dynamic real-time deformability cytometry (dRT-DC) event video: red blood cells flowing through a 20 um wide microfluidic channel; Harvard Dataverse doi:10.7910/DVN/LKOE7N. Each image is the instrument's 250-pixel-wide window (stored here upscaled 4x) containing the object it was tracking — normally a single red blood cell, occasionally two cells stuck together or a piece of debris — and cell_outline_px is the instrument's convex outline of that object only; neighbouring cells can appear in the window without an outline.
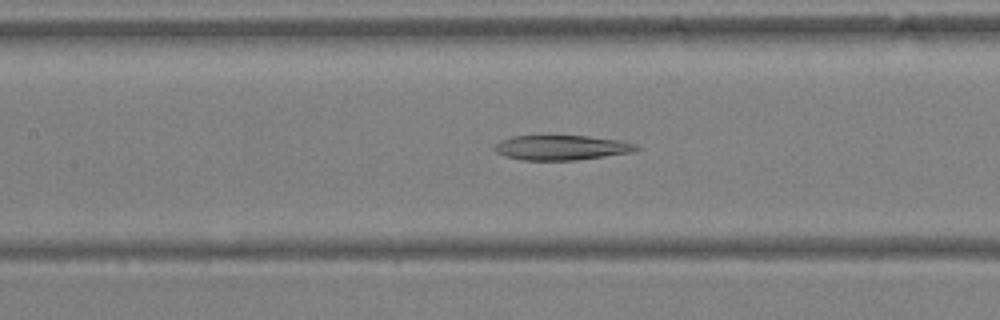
{"species": "Egyptian fruit bat (a non-hibernating species)", "species_latin": "Rousettus aegyptiacus", "temperature_condition": "warm", "stored_images_in_passage": 45, "camera_frame_rate_fps": 3000, "um_per_image_px": 0.085, "animal": {"sex": "female"}, "frame": {"image": 1, "passage_image": 21, "time_ms": 6.667, "image_size_px": [1000, 320], "cell_outline_px": [[640, 148], [632, 152], [576, 160], [520, 160], [504, 156], [496, 152], [492, 148], [500, 140], [512, 136], [588, 136], [620, 140], [636, 144]], "centroid_in_image_um": [47.69, 12.55], "position_along_channel_um": 159.7, "area_um2": 20.52}}
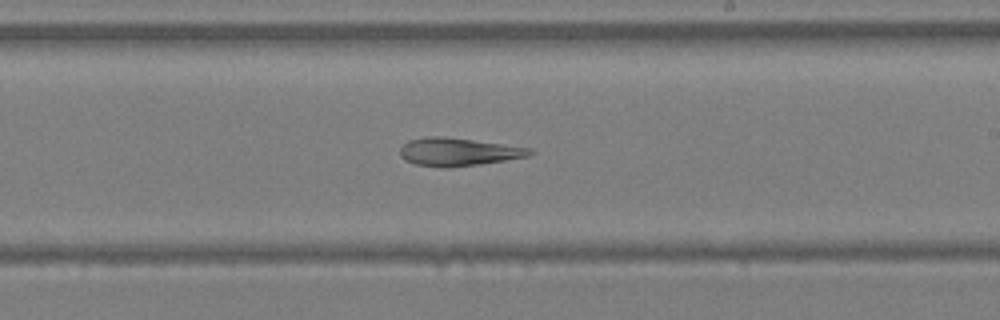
{"frame": {"image": 2, "passage_image": 27, "time_ms": 8.667, "image_size_px": [1000, 320], "cell_outline_px": [[536, 152], [528, 156], [480, 164], [448, 168], [440, 168], [416, 164], [404, 160], [400, 156], [400, 148], [408, 140], [428, 136], [444, 136], [532, 148]], "centroid_in_image_um": [38.93, 12.91], "position_along_channel_um": 250.1, "area_um2": 21.27}}
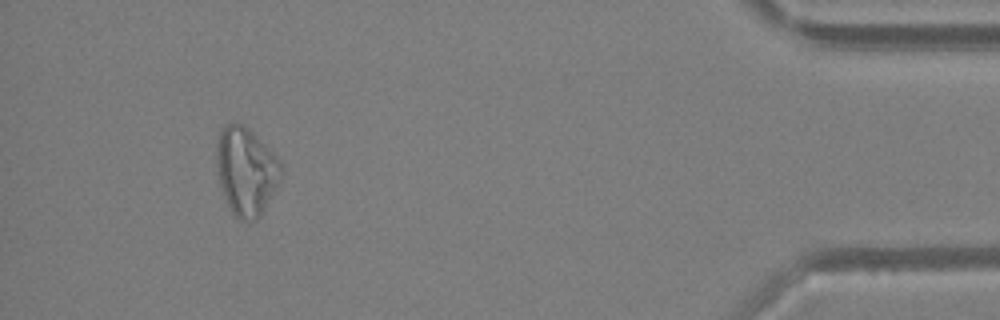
{"frame": {"image": 3, "passage_image": 42, "time_ms": 13.667, "image_size_px": [1000, 320], "cell_outline_px": [[280, 180], [276, 188], [260, 216], [256, 220], [240, 220], [232, 212], [224, 196], [216, 172], [216, 144], [220, 132], [224, 124], [244, 124], [280, 160]], "centroid_in_image_um": [20.89, 14.55], "position_along_channel_um": 414.3, "area_um2": 32.77}, "authors_computed_cell_mechanics": {"area_um2": 27.744, "velocity_mm_per_s": 4.5316, "shape_relaxation_time_tau1_ms": 8.7489, "shape_relaxation_time_tau2_ms": 7.4154, "deformation_change_tau1": 0.2234, "deformation_change_tau2": 0.2391}}